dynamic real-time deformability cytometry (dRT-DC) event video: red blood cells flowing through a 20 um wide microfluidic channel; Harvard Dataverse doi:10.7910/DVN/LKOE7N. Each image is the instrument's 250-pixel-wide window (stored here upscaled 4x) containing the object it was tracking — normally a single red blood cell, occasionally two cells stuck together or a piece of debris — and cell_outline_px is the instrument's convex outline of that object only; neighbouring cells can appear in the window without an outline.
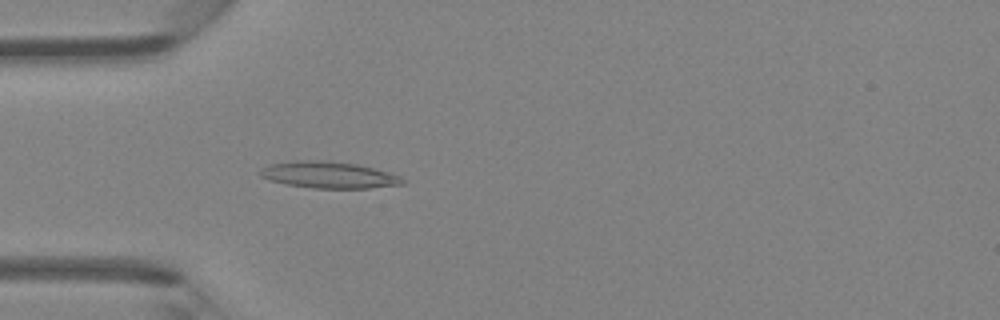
{"species": "Egyptian fruit bat (a non-hibernating species)", "species_latin": "Rousettus aegyptiacus", "temperature_condition": "room temperature", "stored_images_in_passage": 4, "camera_frame_rate_fps": 3000, "um_per_image_px": 0.085, "animal": {"sex": "female"}, "frame": {"image": 1, "passage_image": 4, "time_ms": 3.333, "image_size_px": [1000, 320], "cell_outline_px": [[408, 180], [404, 184], [368, 188], [312, 188], [288, 184], [268, 180], [260, 176], [260, 168], [268, 164], [296, 160], [320, 160], [356, 164], [388, 172], [400, 176]], "centroid_in_image_um": [27.93, 14.87], "position_along_channel_um": 57.1, "area_um2": 22.08}}